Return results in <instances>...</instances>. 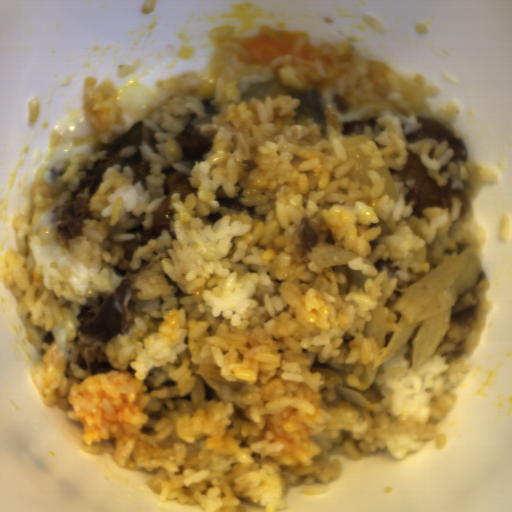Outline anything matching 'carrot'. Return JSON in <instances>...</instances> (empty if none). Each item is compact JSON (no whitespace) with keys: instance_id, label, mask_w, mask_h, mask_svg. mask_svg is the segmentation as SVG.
<instances>
[{"instance_id":"carrot-1","label":"carrot","mask_w":512,"mask_h":512,"mask_svg":"<svg viewBox=\"0 0 512 512\" xmlns=\"http://www.w3.org/2000/svg\"><path fill=\"white\" fill-rule=\"evenodd\" d=\"M298 37L306 38L302 48V58L314 61L322 55L323 49L313 45L306 34L297 31H266L240 43L242 46H247L250 53V57L240 59L246 64L268 68L282 55L291 54Z\"/></svg>"}]
</instances>
